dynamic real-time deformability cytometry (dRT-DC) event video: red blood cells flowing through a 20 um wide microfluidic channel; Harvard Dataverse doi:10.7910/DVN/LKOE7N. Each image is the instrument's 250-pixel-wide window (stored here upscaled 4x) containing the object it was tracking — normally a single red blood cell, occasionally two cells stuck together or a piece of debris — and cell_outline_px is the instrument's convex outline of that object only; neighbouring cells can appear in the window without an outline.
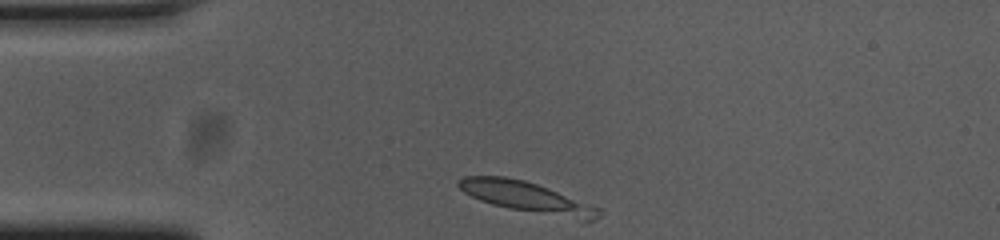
{"species": "common noctule bat (a hibernating species)", "species_latin": "Nyctalus noctula", "temperature_condition": "cold", "stored_images_in_passage": 17, "camera_frame_rate_fps": 3000, "um_per_image_px": 0.085, "animal": {"sex": "female", "body_mass_g": 23.0, "forearm_length_mm": 53.4}, "frame": {"image": 1, "passage_image": 1, "time_ms": 0.0, "image_size_px": [1000, 240], "cell_outline_px": [[572, 204], [564, 208], [516, 208], [484, 200], [468, 192], [460, 184], [464, 180], [476, 176], [492, 176], [520, 180], [544, 188], [560, 196]], "centroid_in_image_um": [43.61, 16.4], "position_along_channel_um": 41.4, "area_um2": 16.24}}
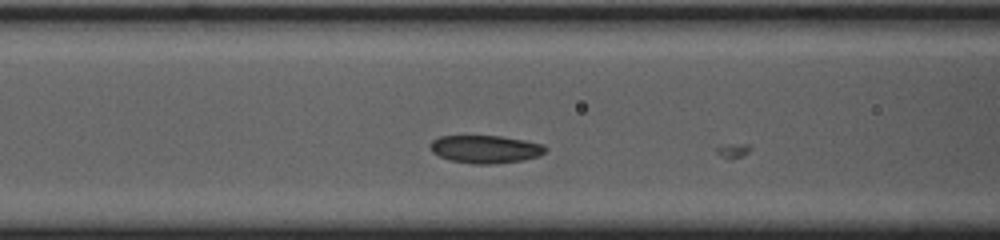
{"frame": {"image": 2, "passage_image": 10, "time_ms": 3.0, "image_size_px": [1000, 240], "cell_outline_px": [[544, 148], [540, 152], [532, 156], [512, 160], [460, 160], [444, 156], [436, 152], [432, 148], [432, 144], [436, 140], [448, 136], [492, 136], [516, 140], [536, 144]], "centroid_in_image_um": [41.18, 12.6], "position_along_channel_um": 125.4, "area_um2": 15.49}}
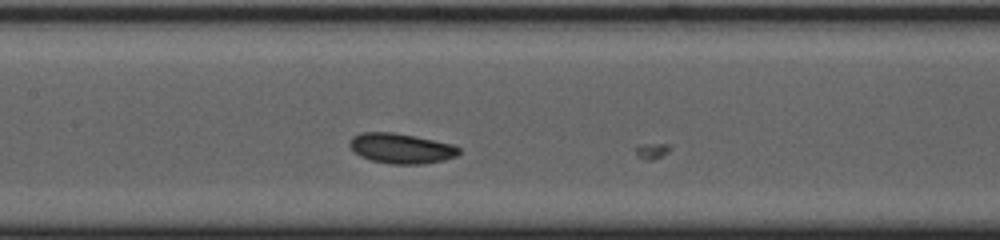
{"frame": {"image": 3, "passage_image": 14, "time_ms": 4.333, "image_size_px": [1000, 240], "cell_outline_px": [[456, 152], [448, 156], [432, 160], [380, 160], [368, 156], [360, 152], [352, 144], [352, 140], [356, 136], [408, 136], [428, 140], [444, 144], [456, 148]], "centroid_in_image_um": [34.12, 12.59], "position_along_channel_um": 173.3, "area_um2": 14.33}}